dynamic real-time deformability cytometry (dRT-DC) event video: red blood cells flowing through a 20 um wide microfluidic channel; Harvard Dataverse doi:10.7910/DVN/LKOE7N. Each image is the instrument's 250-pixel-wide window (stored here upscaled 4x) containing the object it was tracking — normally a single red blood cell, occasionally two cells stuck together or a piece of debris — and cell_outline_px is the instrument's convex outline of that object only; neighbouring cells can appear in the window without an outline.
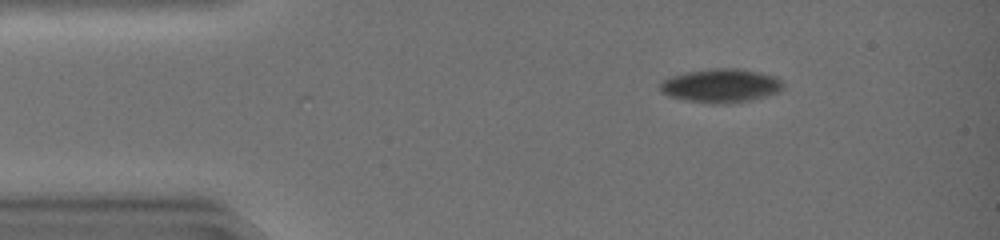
{"species": "common noctule bat (a hibernating species)", "species_latin": "Nyctalus noctula", "temperature_condition": "warm", "stored_images_in_passage": 12, "camera_frame_rate_fps": 3000, "um_per_image_px": 0.085, "animal": {"sex": "female", "body_mass_g": 19.0, "forearm_length_mm": 51.5}, "frame": {"image": 1, "passage_image": 12, "time_ms": 3.667, "image_size_px": [1000, 240], "cell_outline_px": [[784, 88], [780, 92], [748, 100], [728, 104], [712, 104], [684, 100], [668, 96], [660, 92], [660, 80], [684, 72], [716, 68], [740, 68], [760, 72], [776, 76], [784, 84]], "centroid_in_image_um": [61.26, 7.28], "position_along_channel_um": 23.7, "area_um2": 24.51}}